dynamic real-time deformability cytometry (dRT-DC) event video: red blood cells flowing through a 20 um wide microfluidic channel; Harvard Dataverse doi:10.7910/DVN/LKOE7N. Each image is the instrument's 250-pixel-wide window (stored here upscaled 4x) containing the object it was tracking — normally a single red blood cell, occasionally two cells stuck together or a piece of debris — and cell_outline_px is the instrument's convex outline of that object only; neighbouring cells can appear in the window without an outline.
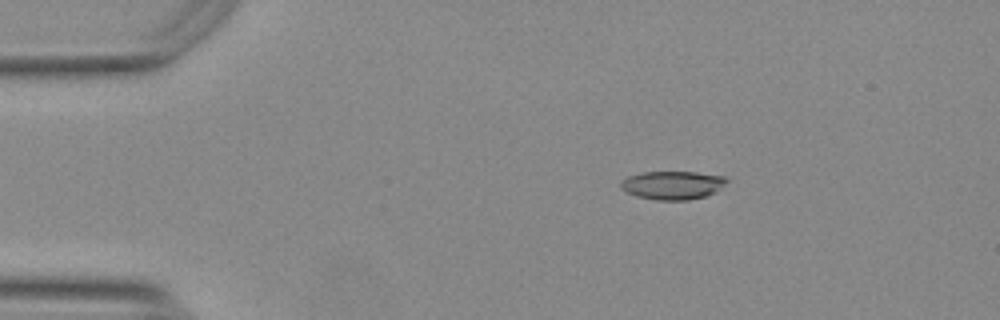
{"species": "Egyptian fruit bat (a non-hibernating species)", "species_latin": "Rousettus aegyptiacus", "temperature_condition": "warm", "stored_images_in_passage": 55, "camera_frame_rate_fps": 3000, "um_per_image_px": 0.085, "animal": {"sex": "female"}, "frame": {"image": 1, "passage_image": 10, "time_ms": 3.0, "image_size_px": [1000, 320], "cell_outline_px": [[728, 180], [716, 192], [704, 196], [688, 200], [656, 200], [636, 196], [620, 188], [620, 184], [628, 176], [644, 172], [696, 172], [724, 176]], "centroid_in_image_um": [57.17, 15.74], "position_along_channel_um": 27.8, "area_um2": 17.4}}
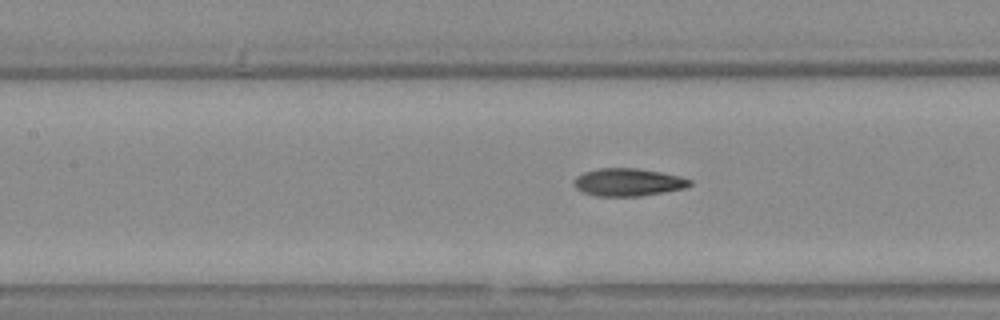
{"frame": {"image": 2, "passage_image": 25, "time_ms": 8.0, "image_size_px": [1000, 320], "cell_outline_px": [[692, 184], [684, 188], [664, 192], [640, 196], [596, 196], [580, 192], [572, 184], [572, 180], [576, 176], [584, 172], [600, 168], [636, 168], [660, 172], [680, 176], [692, 180]], "centroid_in_image_um": [53.34, 15.49], "position_along_channel_um": 154.1, "area_um2": 18.84}}
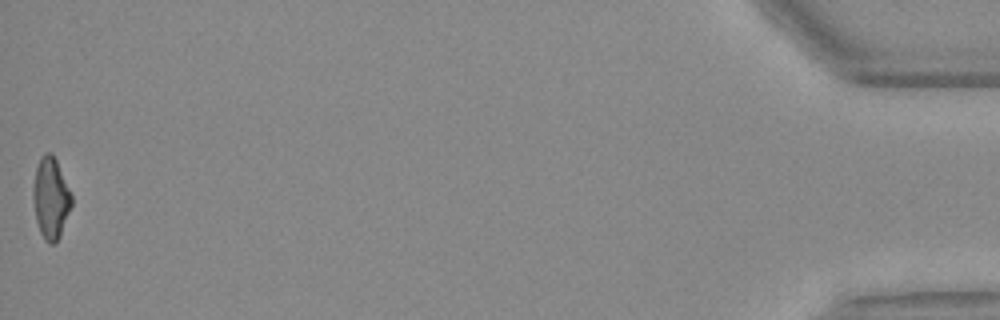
{"frame": {"image": 3, "passage_image": 55, "time_ms": 18.0, "image_size_px": [1000, 320], "cell_outline_px": [[72, 204], [60, 236], [52, 244], [48, 244], [44, 240], [40, 232], [36, 220], [32, 196], [32, 188], [36, 168], [40, 156], [44, 152], [52, 152], [72, 192]], "centroid_in_image_um": [4.31, 16.81], "position_along_channel_um": 430.9, "area_um2": 18.44}, "authors_computed_cell_mechanics": {"area_um2": 18.3226, "velocity_mm_per_s": 3.7641, "shape_relaxation_time_tau1_ms": 5.3988, "shape_relaxation_time_tau2_ms": 2.5342, "deformation_change_tau1": 0.1906, "deformation_change_tau2": 0.1051}}